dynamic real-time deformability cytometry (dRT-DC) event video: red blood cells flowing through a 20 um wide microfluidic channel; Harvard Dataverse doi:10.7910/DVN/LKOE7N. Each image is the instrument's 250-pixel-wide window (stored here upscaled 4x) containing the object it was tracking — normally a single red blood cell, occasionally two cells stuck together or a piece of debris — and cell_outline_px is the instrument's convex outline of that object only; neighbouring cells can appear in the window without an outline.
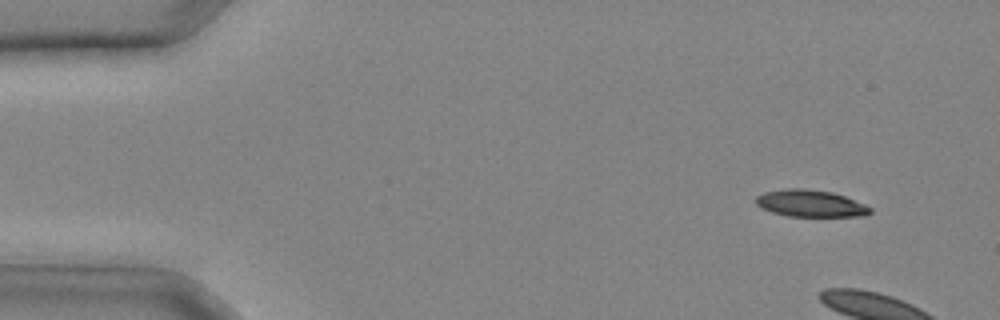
{"species": "common noctule bat (a hibernating species)", "species_latin": "Nyctalus noctula", "temperature_condition": "cold", "stored_images_in_passage": 4, "camera_frame_rate_fps": 3000, "um_per_image_px": 0.085, "animal": {"sex": "male", "body_mass_g": 20.4}, "frame": {"image": 1, "passage_image": 2, "time_ms": 0.333, "image_size_px": [1000, 320], "cell_outline_px": [[872, 212], [864, 216], [788, 216], [772, 212], [756, 204], [756, 196], [764, 192], [788, 188], [804, 188], [832, 192], [844, 196], [864, 204], [872, 208]], "centroid_in_image_um": [68.9, 17.29], "position_along_channel_um": 16.1, "area_um2": 17.8}}